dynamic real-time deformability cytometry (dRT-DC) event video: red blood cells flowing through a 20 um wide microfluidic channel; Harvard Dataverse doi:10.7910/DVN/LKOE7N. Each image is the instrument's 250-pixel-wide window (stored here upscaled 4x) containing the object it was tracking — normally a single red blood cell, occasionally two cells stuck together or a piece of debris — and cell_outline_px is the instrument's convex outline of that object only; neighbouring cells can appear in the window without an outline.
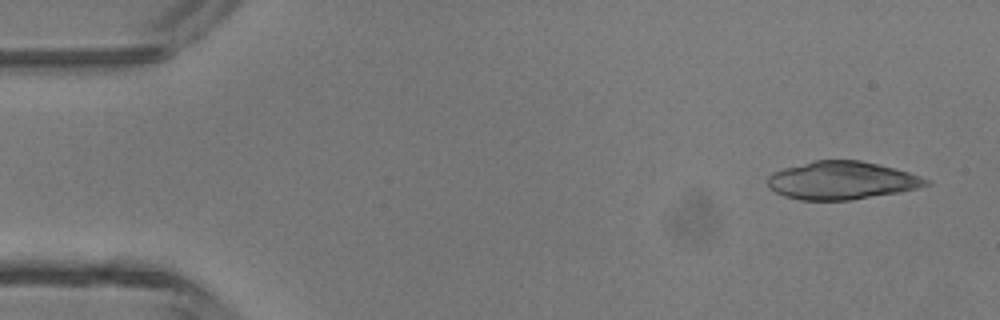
{"species": "common noctule bat (a hibernating species)", "species_latin": "Nyctalus noctula", "temperature_condition": "room temperature", "stored_images_in_passage": 4, "camera_frame_rate_fps": 3000, "um_per_image_px": 0.085, "animal": {"sex": "male", "body_mass_g": 13.3}, "frame": {"image": 1, "passage_image": 1, "time_ms": 0.0, "image_size_px": [1000, 320], "cell_outline_px": [[932, 184], [916, 188], [896, 192], [852, 200], [800, 200], [784, 196], [776, 192], [768, 184], [768, 176], [772, 172], [784, 168], [812, 160], [860, 160], [908, 172], [932, 180]], "centroid_in_image_um": [71.54, 15.33], "position_along_channel_um": 13.5, "area_um2": 34.85}}